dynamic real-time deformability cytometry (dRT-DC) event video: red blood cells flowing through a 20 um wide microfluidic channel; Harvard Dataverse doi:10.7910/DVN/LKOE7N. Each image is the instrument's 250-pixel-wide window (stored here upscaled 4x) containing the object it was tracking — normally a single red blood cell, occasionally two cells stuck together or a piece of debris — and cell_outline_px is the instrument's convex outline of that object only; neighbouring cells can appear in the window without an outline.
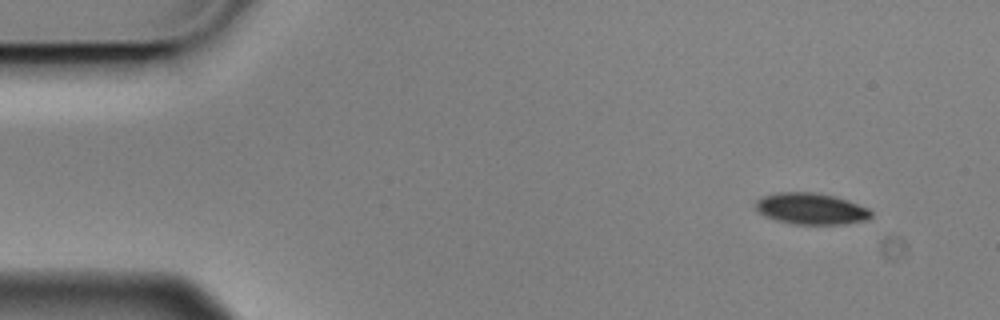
{"species": "Egyptian fruit bat (a non-hibernating species)", "species_latin": "Rousettus aegyptiacus", "temperature_condition": "cold", "stored_images_in_passage": 4, "camera_frame_rate_fps": 3000, "um_per_image_px": 0.085, "animal": {"sex": "male"}, "frame": {"image": 1, "passage_image": 1, "time_ms": 0.0, "image_size_px": [1000, 320], "cell_outline_px": [[872, 216], [868, 220], [844, 224], [796, 224], [776, 220], [764, 216], [756, 208], [756, 200], [764, 196], [776, 192], [812, 192], [832, 196], [848, 200], [868, 208], [872, 212]], "centroid_in_image_um": [68.96, 17.74], "position_along_channel_um": 16.0, "area_um2": 21.04}}
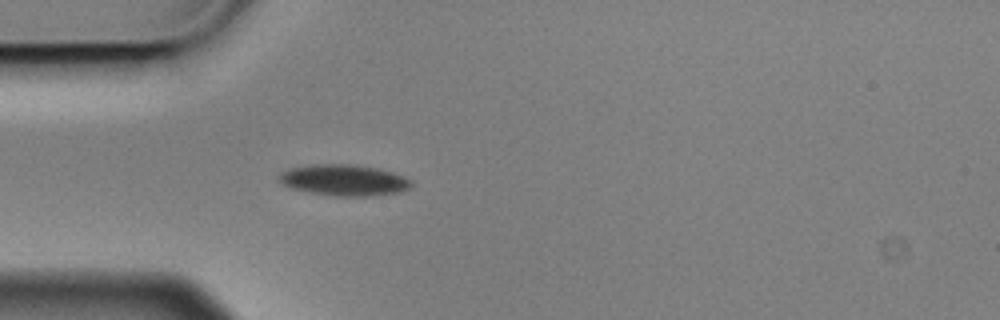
{"frame": {"image": 2, "passage_image": 4, "time_ms": 1.0, "image_size_px": [1000, 320], "cell_outline_px": [[412, 184], [408, 188], [400, 192], [364, 196], [336, 196], [312, 192], [292, 188], [284, 184], [280, 180], [280, 172], [288, 168], [312, 164], [356, 164], [380, 168], [392, 172], [412, 180]], "centroid_in_image_um": [29.26, 15.29], "position_along_channel_um": 55.7, "area_um2": 23.87}}